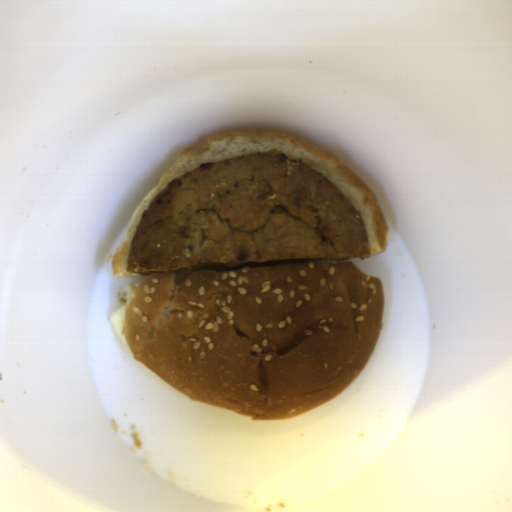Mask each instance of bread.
<instances>
[{
  "label": "bread",
  "mask_w": 512,
  "mask_h": 512,
  "mask_svg": "<svg viewBox=\"0 0 512 512\" xmlns=\"http://www.w3.org/2000/svg\"><path fill=\"white\" fill-rule=\"evenodd\" d=\"M382 279L347 258L267 260L151 274L109 322L134 359L189 400L280 420L341 394L384 319Z\"/></svg>",
  "instance_id": "1"
},
{
  "label": "bread",
  "mask_w": 512,
  "mask_h": 512,
  "mask_svg": "<svg viewBox=\"0 0 512 512\" xmlns=\"http://www.w3.org/2000/svg\"><path fill=\"white\" fill-rule=\"evenodd\" d=\"M263 152H282L331 180L359 212L370 246V255L387 249L389 223L380 201L366 181L349 171L338 156L310 144L301 135L275 127H243L205 137L182 149L179 157L159 177L133 210L124 241L115 252L112 268L116 277L142 276L127 272V263L141 216L163 187L204 163Z\"/></svg>",
  "instance_id": "2"
}]
</instances>
